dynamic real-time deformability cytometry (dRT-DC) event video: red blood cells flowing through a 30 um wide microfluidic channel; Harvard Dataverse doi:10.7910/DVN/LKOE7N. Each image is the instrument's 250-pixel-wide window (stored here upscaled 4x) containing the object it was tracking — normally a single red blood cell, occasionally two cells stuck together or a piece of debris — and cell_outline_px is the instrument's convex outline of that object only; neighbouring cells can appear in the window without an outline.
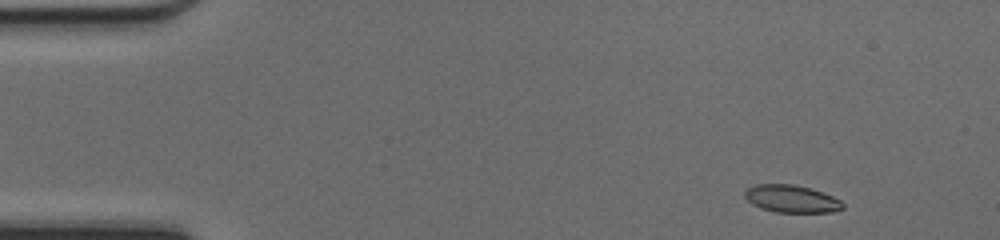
{"species": "common noctule bat (a hibernating species)", "species_latin": "Nyctalus noctula", "temperature_condition": "cold", "stored_images_in_passage": 44, "camera_frame_rate_fps": 3000, "um_per_image_px": 0.085, "animal": {"sex": "female", "body_mass_g": 17.0, "forearm_length_mm": 48.0}, "frame": {"image": 1, "passage_image": 1, "time_ms": 0.0, "image_size_px": [1000, 240], "cell_outline_px": [[844, 208], [832, 212], [776, 212], [760, 208], [752, 204], [744, 196], [744, 192], [748, 188], [756, 184], [796, 184], [812, 188], [832, 196], [840, 200], [844, 204]], "centroid_in_image_um": [67.28, 16.89], "position_along_channel_um": 17.7, "area_um2": 15.78}}
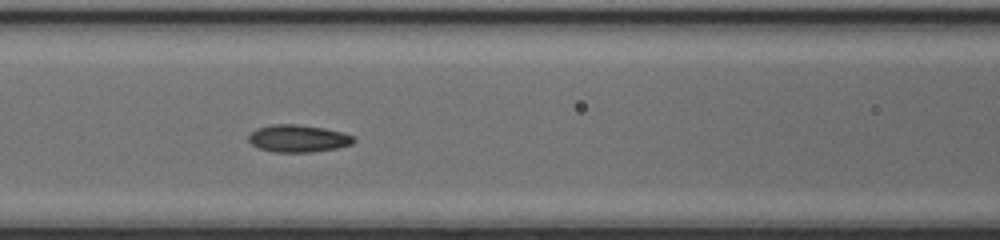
{"frame": {"image": 2, "passage_image": 17, "time_ms": 5.333, "image_size_px": [1000, 240], "cell_outline_px": [[356, 140], [352, 144], [336, 148], [312, 152], [272, 152], [260, 148], [252, 144], [248, 140], [248, 136], [256, 128], [272, 124], [296, 124], [324, 128], [344, 132], [352, 136]], "centroid_in_image_um": [25.34, 11.76], "position_along_channel_um": 141.3, "area_um2": 16.76}}
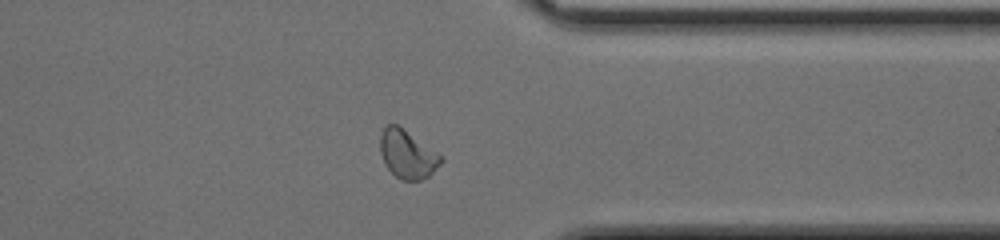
{"frame": {"image": 3, "passage_image": 34, "time_ms": 11.0, "image_size_px": [1000, 240], "cell_outline_px": [[444, 160], [428, 176], [420, 180], [400, 180], [384, 164], [380, 152], [380, 136], [384, 128], [388, 124], [396, 124], [436, 152]], "centroid_in_image_um": [34.59, 13.13], "position_along_channel_um": 376.8, "area_um2": 16.65}, "authors_computed_cell_mechanics": {"area_um2": 16.5597, "velocity_mm_per_s": 4.2629, "shape_relaxation_time_tau1_ms": 8.6909, "shape_relaxation_time_tau2_ms": 1.7714, "deformation_change_tau1": 0.1586, "deformation_change_tau2": 0.0704}}